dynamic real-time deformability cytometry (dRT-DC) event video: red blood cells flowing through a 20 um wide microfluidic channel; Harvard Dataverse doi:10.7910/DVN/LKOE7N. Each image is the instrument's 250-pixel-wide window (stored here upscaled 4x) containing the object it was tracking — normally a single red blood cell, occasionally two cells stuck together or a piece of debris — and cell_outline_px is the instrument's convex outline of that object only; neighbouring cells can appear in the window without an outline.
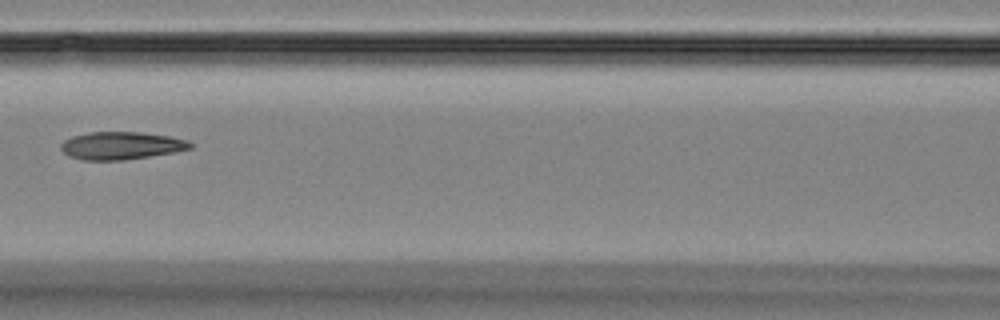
{"species": "Egyptian fruit bat (a non-hibernating species)", "species_latin": "Rousettus aegyptiacus", "temperature_condition": "room temperature", "stored_images_in_passage": 4, "camera_frame_rate_fps": 3000, "um_per_image_px": 0.085, "animal": {"sex": "female"}, "frame": {"image": 1, "passage_image": 3, "time_ms": 2.333, "image_size_px": [1000, 320], "cell_outline_px": [[192, 148], [176, 152], [124, 160], [80, 160], [68, 156], [60, 148], [60, 144], [64, 140], [72, 136], [88, 132], [140, 132], [168, 136], [188, 140], [192, 144]], "centroid_in_image_um": [10.28, 12.38], "position_along_channel_um": 156.3, "area_um2": 20.98}}
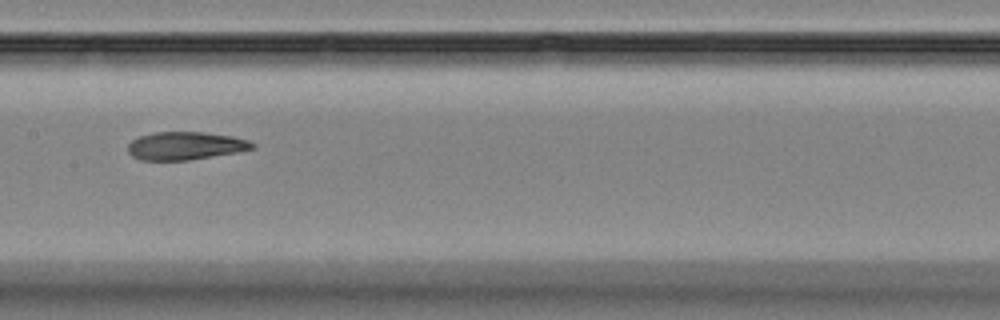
{"frame": {"image": 2, "passage_image": 4, "time_ms": 3.333, "image_size_px": [1000, 320], "cell_outline_px": [[256, 148], [236, 152], [188, 160], [140, 160], [132, 156], [128, 152], [128, 144], [132, 140], [140, 136], [156, 132], [204, 132], [232, 136], [248, 140], [256, 144]], "centroid_in_image_um": [15.76, 12.39], "position_along_channel_um": 191.6, "area_um2": 20.23}}